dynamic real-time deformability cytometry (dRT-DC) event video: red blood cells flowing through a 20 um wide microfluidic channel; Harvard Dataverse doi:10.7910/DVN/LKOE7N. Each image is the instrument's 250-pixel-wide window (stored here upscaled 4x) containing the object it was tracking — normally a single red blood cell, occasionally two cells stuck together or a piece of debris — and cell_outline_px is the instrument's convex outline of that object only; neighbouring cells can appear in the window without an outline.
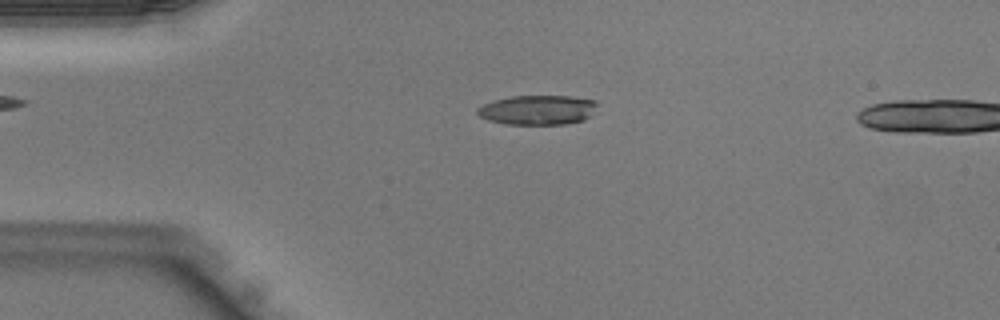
{"species": "Egyptian fruit bat (a non-hibernating species)", "species_latin": "Rousettus aegyptiacus", "temperature_condition": "warm", "stored_images_in_passage": 12, "camera_frame_rate_fps": 3000, "um_per_image_px": 0.085, "animal": {"sex": "male"}, "frame": {"image": 1, "passage_image": 10, "time_ms": 3.0, "image_size_px": [1000, 320], "cell_outline_px": [[596, 104], [588, 116], [584, 120], [564, 124], [504, 124], [488, 120], [480, 116], [476, 112], [476, 108], [492, 100], [512, 96], [568, 96], [596, 100]], "centroid_in_image_um": [45.63, 9.34], "position_along_channel_um": 39.4, "area_um2": 20.52}}